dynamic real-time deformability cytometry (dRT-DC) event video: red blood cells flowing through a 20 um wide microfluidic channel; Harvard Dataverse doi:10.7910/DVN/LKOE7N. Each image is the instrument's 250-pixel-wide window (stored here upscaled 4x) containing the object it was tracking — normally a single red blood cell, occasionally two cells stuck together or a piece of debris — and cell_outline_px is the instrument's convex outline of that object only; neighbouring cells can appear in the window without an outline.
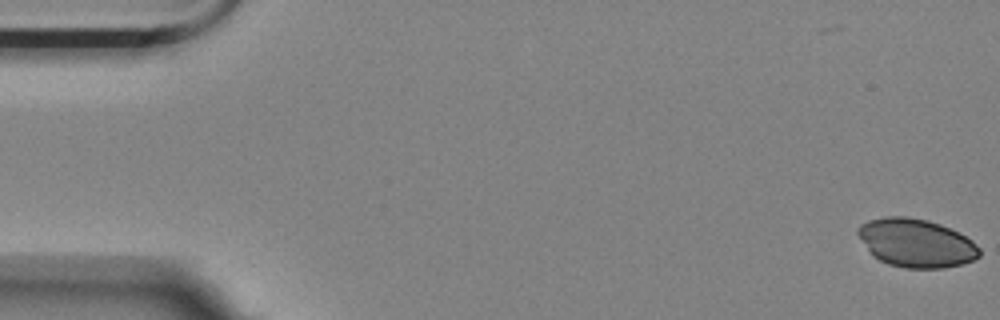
{"species": "Egyptian fruit bat (a non-hibernating species)", "species_latin": "Rousettus aegyptiacus", "temperature_condition": "room temperature", "stored_images_in_passage": 5, "camera_frame_rate_fps": 3000, "um_per_image_px": 0.085, "animal": {"sex": "female"}, "frame": {"image": 1, "passage_image": 1, "time_ms": 0.0, "image_size_px": [1000, 320], "cell_outline_px": [[980, 256], [972, 260], [960, 264], [944, 268], [904, 268], [888, 264], [872, 256], [856, 232], [856, 228], [860, 224], [868, 220], [884, 216], [908, 216], [928, 220], [940, 224], [960, 232], [972, 240], [980, 248]], "centroid_in_image_um": [77.86, 20.64], "position_along_channel_um": 7.1, "area_um2": 34.56}}